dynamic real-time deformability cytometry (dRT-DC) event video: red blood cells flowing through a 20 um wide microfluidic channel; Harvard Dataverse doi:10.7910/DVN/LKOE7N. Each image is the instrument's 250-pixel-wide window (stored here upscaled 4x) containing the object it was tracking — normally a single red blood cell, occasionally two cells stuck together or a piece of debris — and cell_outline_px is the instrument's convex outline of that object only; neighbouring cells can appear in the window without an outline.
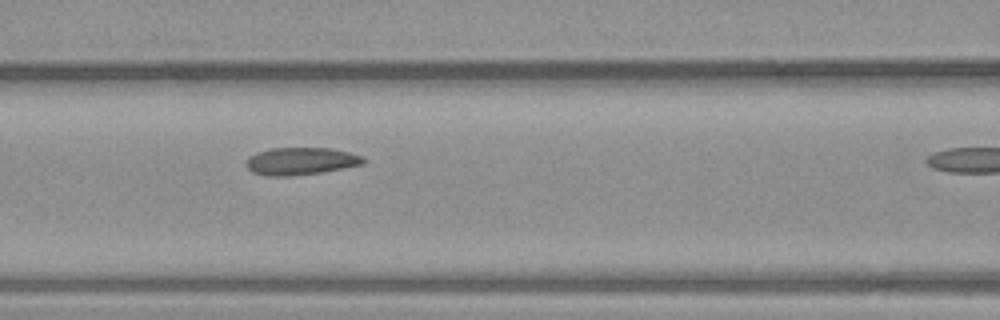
{"species": "common noctule bat (a hibernating species)", "species_latin": "Nyctalus noctula", "temperature_condition": "warm", "stored_images_in_passage": 11, "camera_frame_rate_fps": 3000, "um_per_image_px": 0.085, "animal": {"sex": "male", "body_mass_g": 23.1, "forearm_length_mm": 52.7}, "frame": {"image": 1, "passage_image": 10, "time_ms": 3.0, "image_size_px": [1000, 320], "cell_outline_px": [[364, 164], [344, 168], [320, 172], [288, 176], [268, 176], [252, 172], [244, 164], [248, 156], [272, 148], [332, 148], [364, 156]], "centroid_in_image_um": [25.56, 13.7], "position_along_channel_um": 141.0, "area_um2": 18.67}}